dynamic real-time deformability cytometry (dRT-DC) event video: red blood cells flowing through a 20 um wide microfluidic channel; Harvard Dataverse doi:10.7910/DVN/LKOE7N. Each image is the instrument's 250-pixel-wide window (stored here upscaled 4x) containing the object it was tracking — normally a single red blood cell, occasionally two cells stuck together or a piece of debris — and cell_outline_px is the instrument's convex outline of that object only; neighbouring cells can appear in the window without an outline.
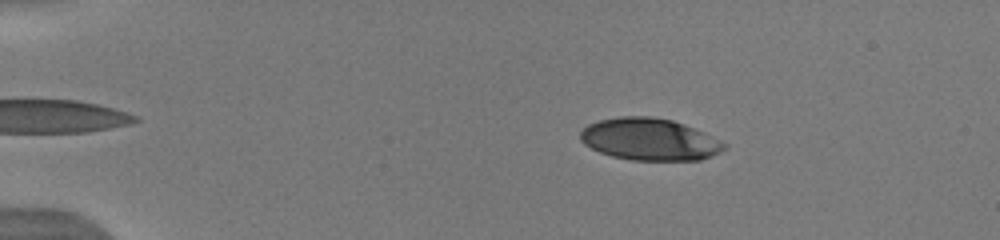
{"species": "human", "species_latin": "Homo sapiens", "temperature_condition": "warm", "stored_images_in_passage": 47, "camera_frame_rate_fps": 3000, "um_per_image_px": 0.085, "donor": {"sex": "male"}, "frame": {"image": 1, "passage_image": 5, "time_ms": 1.333, "image_size_px": [1000, 240], "cell_outline_px": [[728, 148], [712, 156], [700, 160], [632, 160], [612, 156], [600, 152], [584, 144], [580, 140], [580, 132], [588, 124], [600, 120], [620, 116], [648, 116], [672, 120], [684, 124], [704, 132], [728, 144]], "centroid_in_image_um": [55.24, 11.84], "position_along_channel_um": 29.8, "area_um2": 35.32}}
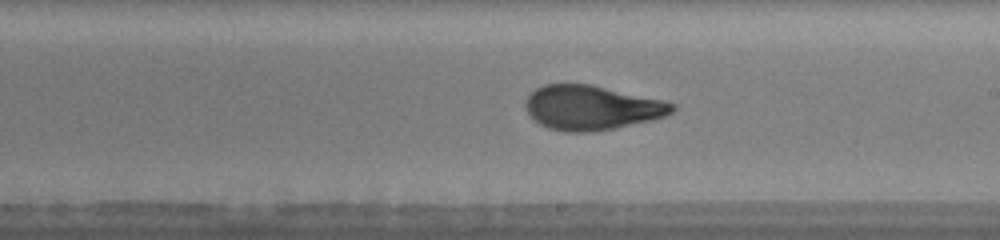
{"frame": {"image": 2, "passage_image": 27, "time_ms": 8.667, "image_size_px": [1000, 240], "cell_outline_px": [[676, 108], [672, 112], [664, 116], [652, 120], [592, 132], [564, 132], [548, 128], [540, 124], [528, 112], [524, 104], [524, 100], [536, 88], [544, 84], [592, 84], [664, 100], [676, 104]], "centroid_in_image_um": [50.29, 9.14], "position_along_channel_um": 238.7, "area_um2": 38.03}}
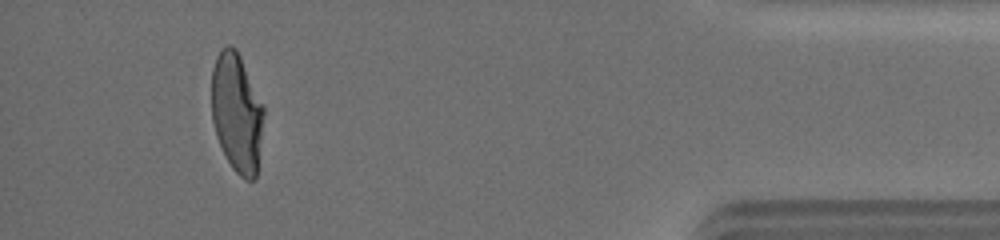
{"frame": {"image": 3, "passage_image": 44, "time_ms": 14.333, "image_size_px": [1000, 240], "cell_outline_px": [[264, 116], [256, 176], [252, 180], [244, 180], [232, 168], [216, 136], [212, 120], [212, 68], [216, 56], [228, 44], [236, 48], [264, 104]], "centroid_in_image_um": [20.13, 9.57], "position_along_channel_um": 415.1, "area_um2": 36.18}, "authors_computed_cell_mechanics": {"area_um2": 37.3388, "velocity_mm_per_s": 3.9703, "shape_relaxation_time_tau1_ms": 6.466, "shape_relaxation_time_tau2_ms": 1.053, "deformation_change_tau1": 0.2585, "deformation_change_tau2": 0.0759}}